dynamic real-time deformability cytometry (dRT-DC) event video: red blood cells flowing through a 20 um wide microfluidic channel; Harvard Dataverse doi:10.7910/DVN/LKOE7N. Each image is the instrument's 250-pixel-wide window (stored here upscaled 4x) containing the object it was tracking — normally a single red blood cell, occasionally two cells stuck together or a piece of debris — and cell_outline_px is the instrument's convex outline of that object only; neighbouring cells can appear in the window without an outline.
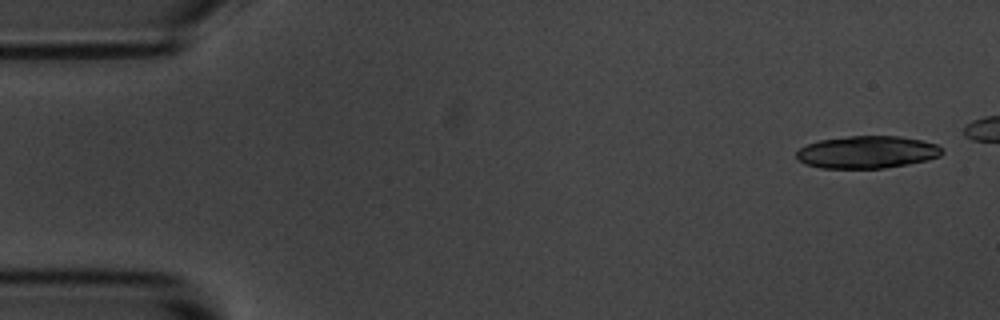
{"species": "common noctule bat (a hibernating species)", "species_latin": "Nyctalus noctula", "temperature_condition": "room temperature", "stored_images_in_passage": 8, "camera_frame_rate_fps": 3000, "um_per_image_px": 0.085, "animal": {"sex": "male", "body_mass_g": 20.1, "forearm_length_mm": 53.5}, "frame": {"image": 1, "passage_image": 1, "time_ms": 0.0, "image_size_px": [1000, 320], "cell_outline_px": [[944, 152], [940, 156], [928, 160], [908, 164], [884, 168], [820, 168], [804, 164], [796, 160], [796, 152], [800, 148], [808, 144], [820, 140], [848, 136], [900, 136], [920, 140], [936, 144], [944, 148]], "centroid_in_image_um": [73.7, 12.93], "position_along_channel_um": 11.3, "area_um2": 27.69}}
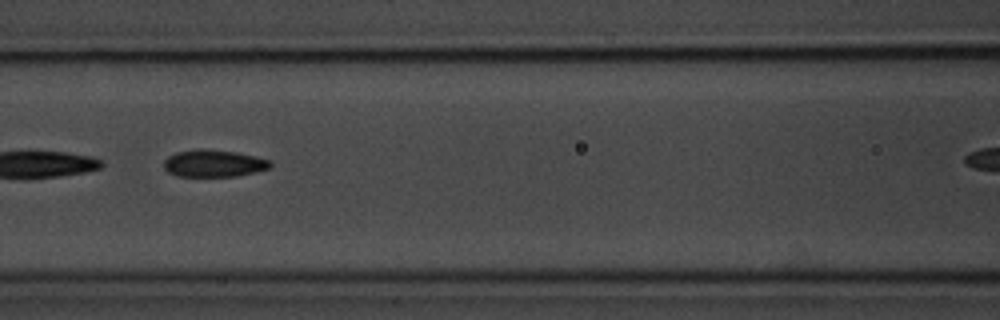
{"frame": {"image": 2, "passage_image": 7, "time_ms": 7.0, "image_size_px": [1000, 320], "cell_outline_px": [[272, 164], [268, 168], [256, 172], [236, 176], [176, 176], [168, 172], [164, 168], [164, 160], [168, 156], [176, 152], [200, 148], [204, 148], [236, 152], [256, 156], [272, 160]], "centroid_in_image_um": [18.17, 13.88], "position_along_channel_um": 148.4, "area_um2": 16.99}}